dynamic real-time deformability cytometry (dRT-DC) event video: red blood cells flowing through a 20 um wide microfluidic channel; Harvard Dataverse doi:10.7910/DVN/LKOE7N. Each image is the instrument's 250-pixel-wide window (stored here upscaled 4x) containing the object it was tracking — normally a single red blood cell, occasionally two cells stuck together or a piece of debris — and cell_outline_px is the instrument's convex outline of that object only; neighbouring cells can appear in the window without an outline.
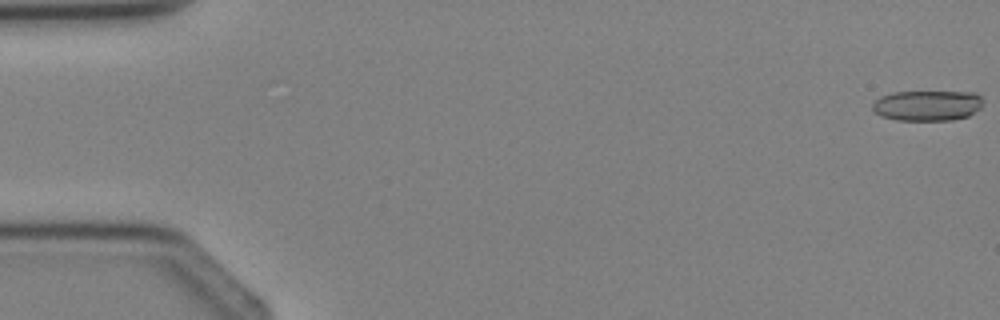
{"species": "Egyptian fruit bat (a non-hibernating species)", "species_latin": "Rousettus aegyptiacus", "temperature_condition": "cold", "stored_images_in_passage": 4, "camera_frame_rate_fps": 3000, "um_per_image_px": 0.085, "animal": {"sex": "female"}, "frame": {"image": 1, "passage_image": 1, "time_ms": 0.0, "image_size_px": [1000, 320], "cell_outline_px": [[984, 100], [980, 108], [968, 116], [952, 120], [896, 120], [880, 116], [872, 108], [872, 104], [880, 96], [892, 92], [976, 92]], "centroid_in_image_um": [78.83, 8.96], "position_along_channel_um": 6.2, "area_um2": 19.71}}